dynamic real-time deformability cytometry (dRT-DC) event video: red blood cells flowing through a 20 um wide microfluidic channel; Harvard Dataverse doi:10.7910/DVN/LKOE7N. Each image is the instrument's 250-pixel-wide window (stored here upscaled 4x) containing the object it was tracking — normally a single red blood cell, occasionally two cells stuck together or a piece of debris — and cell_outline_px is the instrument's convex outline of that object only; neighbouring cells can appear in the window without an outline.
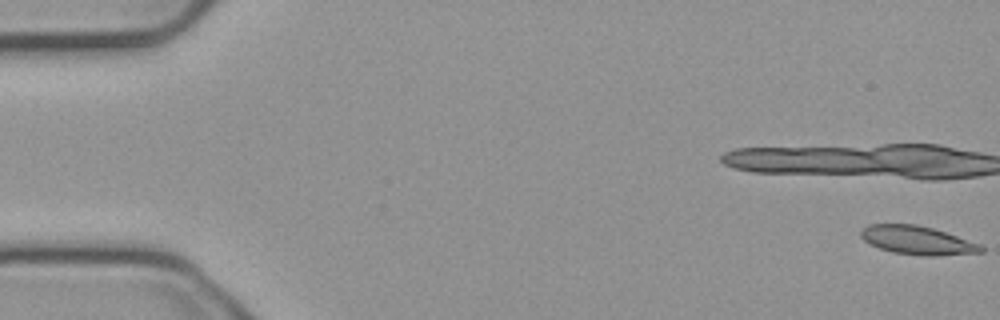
{"species": "common noctule bat (a hibernating species)", "species_latin": "Nyctalus noctula", "temperature_condition": "cold", "stored_images_in_passage": 15, "camera_frame_rate_fps": 3000, "um_per_image_px": 0.085, "animal": {"sex": "male", "body_mass_g": 23.1, "forearm_length_mm": 52.7}, "frame": {"image": 1, "passage_image": 1, "time_ms": 0.0, "image_size_px": [1000, 320], "cell_outline_px": [[984, 252], [936, 256], [924, 256], [892, 252], [868, 244], [860, 236], [860, 232], [868, 224], [916, 224], [932, 228], [980, 244], [984, 248]], "centroid_in_image_um": [77.96, 20.43], "position_along_channel_um": 7.0, "area_um2": 19.94}}